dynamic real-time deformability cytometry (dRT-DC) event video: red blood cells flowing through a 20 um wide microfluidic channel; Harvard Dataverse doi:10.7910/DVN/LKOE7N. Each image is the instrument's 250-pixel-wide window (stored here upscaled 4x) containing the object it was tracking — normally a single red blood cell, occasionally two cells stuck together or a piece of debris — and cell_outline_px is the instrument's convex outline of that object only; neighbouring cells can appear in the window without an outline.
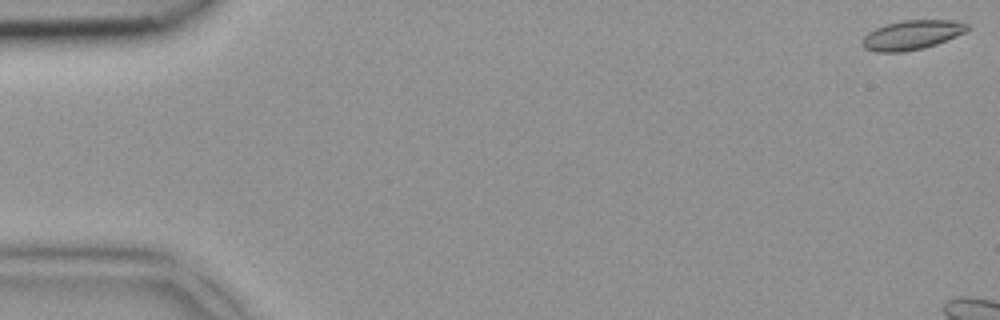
{"species": "common noctule bat (a hibernating species)", "species_latin": "Nyctalus noctula", "temperature_condition": "room temperature", "stored_images_in_passage": 3, "camera_frame_rate_fps": 3000, "um_per_image_px": 0.085, "animal": {"sex": "female", "body_mass_g": 18.4}, "frame": {"image": 1, "passage_image": 1, "time_ms": 0.0, "image_size_px": [1000, 320], "cell_outline_px": [[972, 28], [956, 36], [936, 44], [924, 48], [904, 52], [876, 52], [864, 48], [860, 44], [860, 40], [868, 32], [876, 28], [888, 24], [904, 20], [952, 20], [968, 24]], "centroid_in_image_um": [77.49, 2.98], "position_along_channel_um": 7.5, "area_um2": 18.03}}